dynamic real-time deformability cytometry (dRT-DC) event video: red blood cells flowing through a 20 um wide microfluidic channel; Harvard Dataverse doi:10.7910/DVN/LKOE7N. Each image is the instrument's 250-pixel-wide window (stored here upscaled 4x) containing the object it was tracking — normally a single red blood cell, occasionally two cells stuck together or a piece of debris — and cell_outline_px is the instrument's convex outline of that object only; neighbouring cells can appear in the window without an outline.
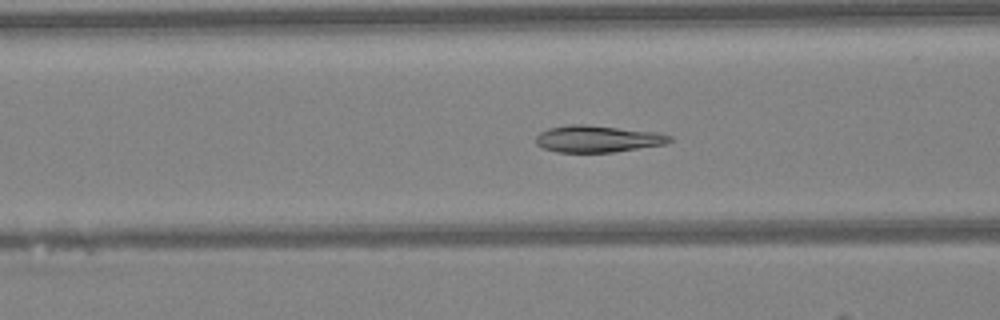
{"species": "Egyptian fruit bat (a non-hibernating species)", "species_latin": "Rousettus aegyptiacus", "temperature_condition": "warm", "stored_images_in_passage": 48, "camera_frame_rate_fps": 3000, "um_per_image_px": 0.085, "animal": {"sex": "female"}, "frame": {"image": 1, "passage_image": 19, "time_ms": 6.0, "image_size_px": [1000, 320], "cell_outline_px": [[672, 140], [664, 144], [612, 152], [556, 152], [544, 148], [536, 144], [536, 136], [540, 132], [548, 128], [568, 124], [584, 124], [660, 132], [672, 136]], "centroid_in_image_um": [50.79, 11.79], "position_along_channel_um": 115.8, "area_um2": 20.92}}
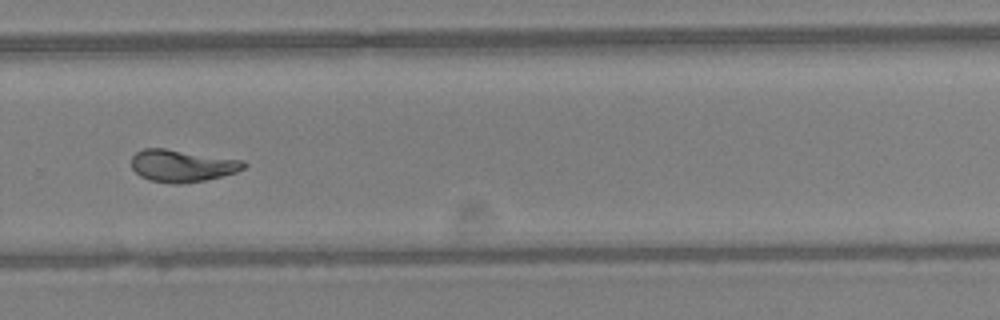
{"frame": {"image": 2, "passage_image": 33, "time_ms": 10.667, "image_size_px": [1000, 320], "cell_outline_px": [[248, 164], [244, 168], [236, 172], [204, 180], [180, 184], [172, 184], [148, 180], [140, 176], [132, 168], [132, 156], [136, 152], [144, 148], [164, 148], [244, 160]], "centroid_in_image_um": [15.47, 14.09], "position_along_channel_um": 314.3, "area_um2": 21.1}}
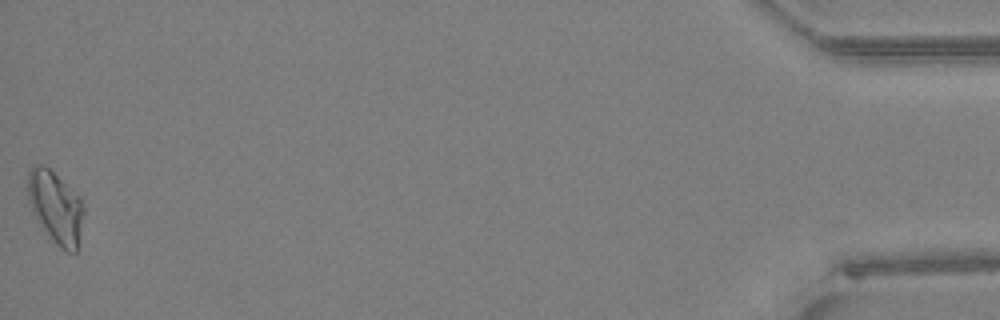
{"frame": {"image": 3, "passage_image": 48, "time_ms": 15.667, "image_size_px": [1000, 320], "cell_outline_px": [[84, 212], [76, 252], [64, 252], [56, 244], [32, 212], [28, 196], [28, 172], [32, 164], [44, 164], [80, 196], [84, 208]], "centroid_in_image_um": [4.73, 17.58], "position_along_channel_um": 430.5, "area_um2": 23.29}, "authors_computed_cell_mechanics": {"area_um2": 21.1837, "velocity_mm_per_s": 4.2643, "shape_relaxation_time_tau1_ms": 5.3278, "shape_relaxation_time_tau2_ms": 2.7972, "deformation_change_tau1": 0.1965, "deformation_change_tau2": 0.0644}}